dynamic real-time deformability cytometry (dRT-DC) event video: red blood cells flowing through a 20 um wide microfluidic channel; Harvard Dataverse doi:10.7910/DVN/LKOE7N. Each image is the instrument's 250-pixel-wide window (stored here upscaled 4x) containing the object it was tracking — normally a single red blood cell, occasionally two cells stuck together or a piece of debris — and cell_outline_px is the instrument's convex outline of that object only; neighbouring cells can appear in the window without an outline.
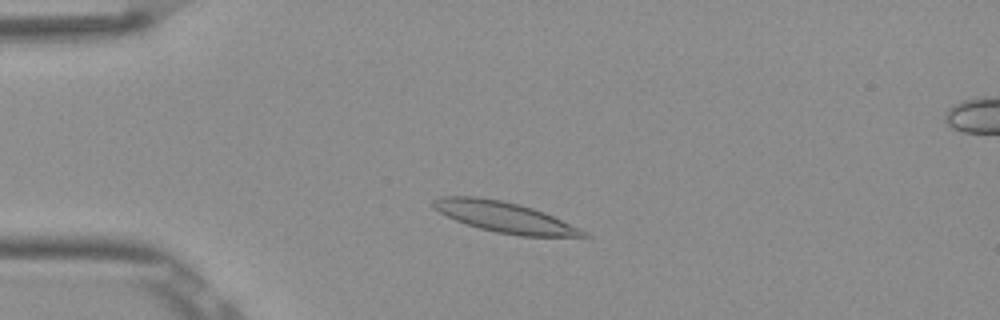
{"species": "Egyptian fruit bat (a non-hibernating species)", "species_latin": "Rousettus aegyptiacus", "temperature_condition": "room temperature", "stored_images_in_passage": 49, "camera_frame_rate_fps": 3000, "um_per_image_px": 0.085, "frame": {"image": 1, "passage_image": 9, "time_ms": 2.667, "image_size_px": [1000, 320], "cell_outline_px": [[592, 236], [520, 236], [496, 232], [480, 228], [456, 220], [432, 208], [432, 200], [440, 196], [476, 196], [500, 200], [532, 208], [544, 212], [588, 232]], "centroid_in_image_um": [42.86, 18.45], "position_along_channel_um": 42.1, "area_um2": 26.41}}
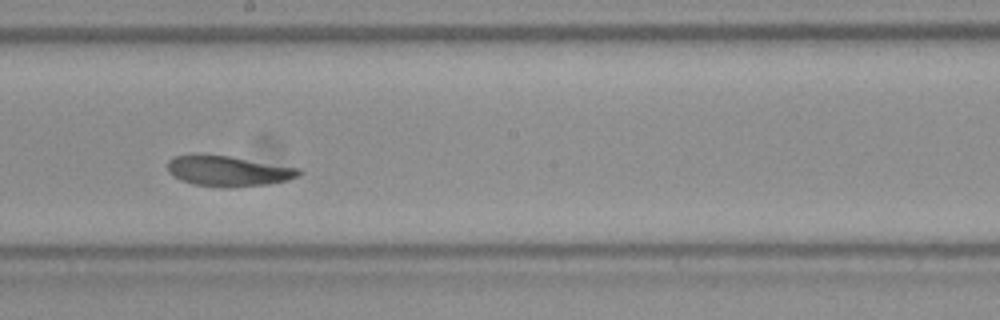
{"frame": {"image": 2, "passage_image": 26, "time_ms": 8.333, "image_size_px": [1000, 320], "cell_outline_px": [[304, 172], [300, 176], [288, 180], [268, 184], [228, 188], [220, 188], [192, 184], [180, 180], [168, 172], [168, 160], [172, 156], [228, 156], [300, 168]], "centroid_in_image_um": [19.45, 14.57], "position_along_channel_um": 228.8, "area_um2": 23.18}}
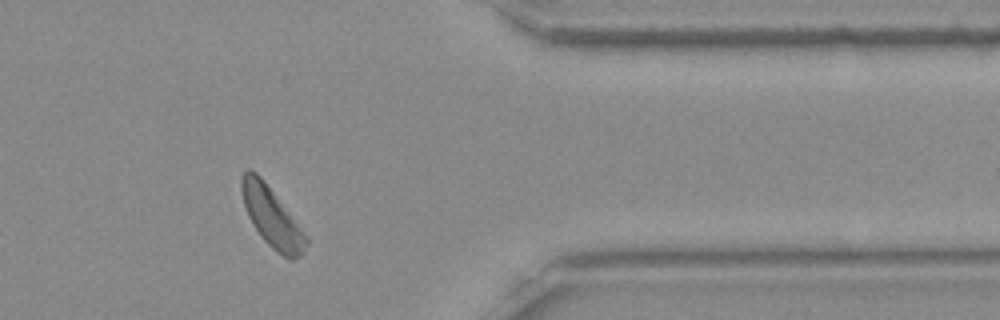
{"frame": {"image": 3, "passage_image": 40, "time_ms": 13.0, "image_size_px": [1000, 320], "cell_outline_px": [[308, 244], [304, 252], [292, 260], [288, 260], [276, 252], [260, 236], [252, 224], [248, 216], [244, 204], [240, 188], [240, 176], [248, 168], [252, 168], [264, 180], [308, 236]], "centroid_in_image_um": [23.09, 18.45], "position_along_channel_um": 388.3, "area_um2": 22.66}, "authors_computed_cell_mechanics": {"area_um2": 23.5824, "velocity_mm_per_s": 3.7913, "shape_relaxation_time_tau1_ms": 5.8683, "shape_relaxation_time_tau2_ms": 1.3388, "deformation_change_tau1": 0.1549, "deformation_change_tau2": 0.0641}}